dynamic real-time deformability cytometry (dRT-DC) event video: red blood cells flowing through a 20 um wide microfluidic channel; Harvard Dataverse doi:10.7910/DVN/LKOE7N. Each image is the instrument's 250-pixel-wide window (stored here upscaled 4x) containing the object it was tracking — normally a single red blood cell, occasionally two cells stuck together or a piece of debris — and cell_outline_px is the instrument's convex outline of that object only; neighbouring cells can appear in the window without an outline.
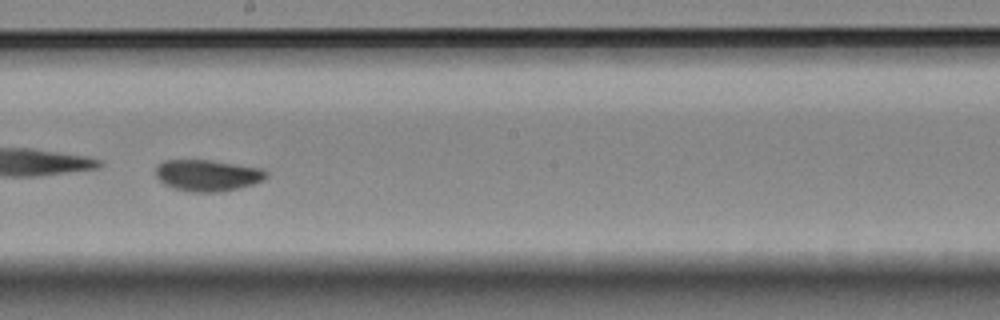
{"species": "Egyptian fruit bat (a non-hibernating species)", "species_latin": "Rousettus aegyptiacus", "temperature_condition": "room temperature", "stored_images_in_passage": 51, "segment_of_instrument_passage": [2, 2], "camera_frame_rate_fps": 3000, "um_per_image_px": 0.085, "animal": {"sex": "female"}, "frame": {"image": 1, "passage_image": 26, "time_ms": 8.333, "image_size_px": [1000, 320], "cell_outline_px": [[268, 176], [264, 180], [240, 188], [216, 192], [192, 192], [172, 188], [164, 184], [156, 176], [156, 164], [164, 160], [212, 160], [260, 168], [268, 172]], "centroid_in_image_um": [17.63, 14.9], "position_along_channel_um": 230.6, "area_um2": 20.35}}